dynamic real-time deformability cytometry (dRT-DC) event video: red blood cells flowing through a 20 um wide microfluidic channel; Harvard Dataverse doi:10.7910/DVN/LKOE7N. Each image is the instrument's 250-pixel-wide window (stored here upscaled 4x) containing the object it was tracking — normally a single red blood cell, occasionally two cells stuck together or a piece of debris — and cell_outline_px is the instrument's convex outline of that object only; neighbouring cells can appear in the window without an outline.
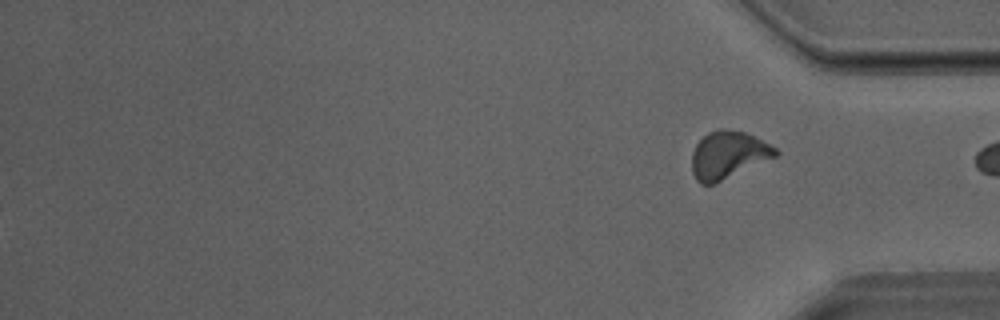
{"species": "Egyptian fruit bat (a non-hibernating species)", "species_latin": "Rousettus aegyptiacus", "temperature_condition": "room temperature", "stored_images_in_passage": 38, "segment_of_instrument_passage": [2, 2], "camera_frame_rate_fps": 3000, "um_per_image_px": 0.085, "animal": {"sex": "male"}, "frame": {"image": 1, "passage_image": 38, "time_ms": 12.333, "image_size_px": [1000, 320], "cell_outline_px": [[780, 152], [776, 156], [712, 184], [700, 184], [696, 180], [692, 172], [692, 152], [696, 144], [708, 132], [720, 128], [724, 128], [744, 132], [776, 148]], "centroid_in_image_um": [61.85, 13.16], "position_along_channel_um": 373.4, "area_um2": 22.66}}